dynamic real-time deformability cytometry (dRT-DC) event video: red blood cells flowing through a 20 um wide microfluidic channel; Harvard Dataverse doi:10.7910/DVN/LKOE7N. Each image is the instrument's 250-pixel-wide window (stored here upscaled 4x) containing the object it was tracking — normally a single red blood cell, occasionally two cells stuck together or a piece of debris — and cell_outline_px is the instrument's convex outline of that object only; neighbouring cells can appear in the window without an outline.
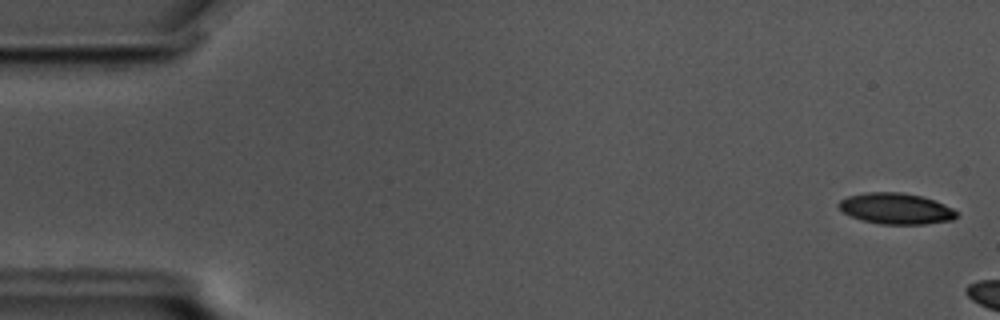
{"species": "common noctule bat (a hibernating species)", "species_latin": "Nyctalus noctula", "temperature_condition": "cold", "stored_images_in_passage": 8, "camera_frame_rate_fps": 3000, "um_per_image_px": 0.085, "animal": {"sex": "male", "body_mass_g": 17.5, "forearm_length_mm": 52.3}, "frame": {"image": 1, "passage_image": 2, "time_ms": 0.333, "image_size_px": [1000, 320], "cell_outline_px": [[960, 212], [952, 220], [924, 224], [880, 224], [864, 220], [852, 216], [844, 212], [836, 204], [840, 200], [848, 196], [864, 192], [900, 192], [920, 196], [944, 204]], "centroid_in_image_um": [76.16, 17.72], "position_along_channel_um": 8.8, "area_um2": 21.15}}